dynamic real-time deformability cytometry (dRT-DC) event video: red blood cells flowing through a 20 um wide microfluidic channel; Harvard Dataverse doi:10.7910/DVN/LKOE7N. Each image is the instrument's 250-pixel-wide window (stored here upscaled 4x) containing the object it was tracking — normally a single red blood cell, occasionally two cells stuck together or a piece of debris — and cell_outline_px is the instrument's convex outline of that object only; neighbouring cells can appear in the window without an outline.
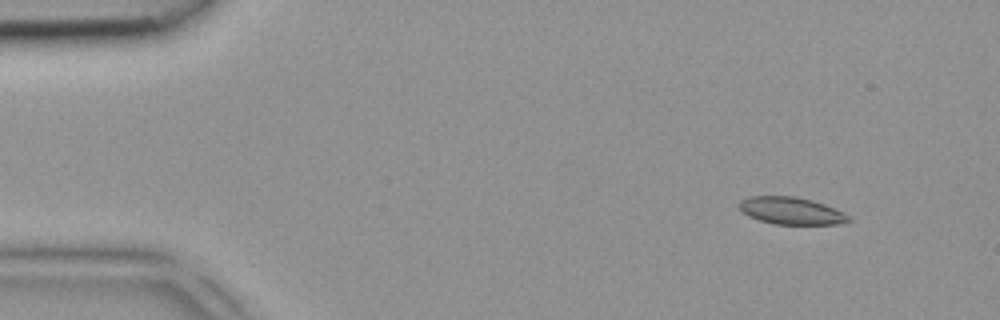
{"species": "common noctule bat (a hibernating species)", "species_latin": "Nyctalus noctula", "temperature_condition": "room temperature", "stored_images_in_passage": 5, "camera_frame_rate_fps": 3000, "um_per_image_px": 0.085, "animal": {"sex": "female", "body_mass_g": 18.4}, "frame": {"image": 1, "passage_image": 2, "time_ms": 0.333, "image_size_px": [1000, 320], "cell_outline_px": [[852, 220], [836, 224], [776, 224], [760, 220], [748, 216], [740, 212], [740, 200], [748, 196], [796, 196], [812, 200], [824, 204], [848, 216]], "centroid_in_image_um": [67.18, 17.91], "position_along_channel_um": 17.8, "area_um2": 17.17}}
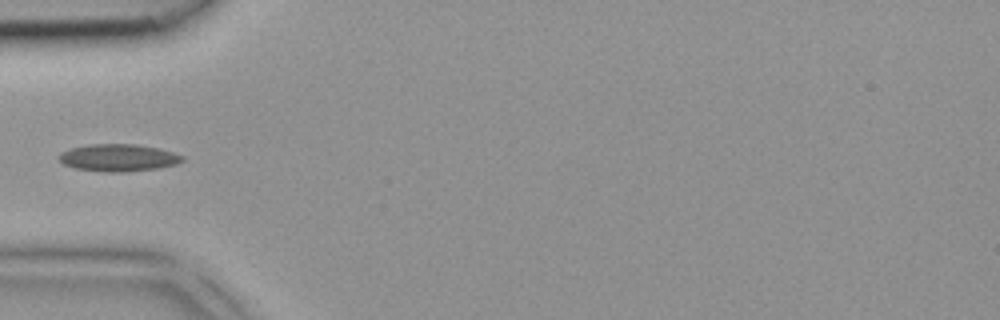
{"frame": {"image": 2, "passage_image": 5, "time_ms": 1.333, "image_size_px": [1000, 320], "cell_outline_px": [[184, 160], [176, 164], [156, 168], [124, 172], [108, 172], [76, 168], [64, 164], [56, 156], [60, 152], [72, 148], [88, 144], [136, 144], [160, 148], [184, 156]], "centroid_in_image_um": [10.05, 13.39], "position_along_channel_um": 74.9, "area_um2": 19.54}}